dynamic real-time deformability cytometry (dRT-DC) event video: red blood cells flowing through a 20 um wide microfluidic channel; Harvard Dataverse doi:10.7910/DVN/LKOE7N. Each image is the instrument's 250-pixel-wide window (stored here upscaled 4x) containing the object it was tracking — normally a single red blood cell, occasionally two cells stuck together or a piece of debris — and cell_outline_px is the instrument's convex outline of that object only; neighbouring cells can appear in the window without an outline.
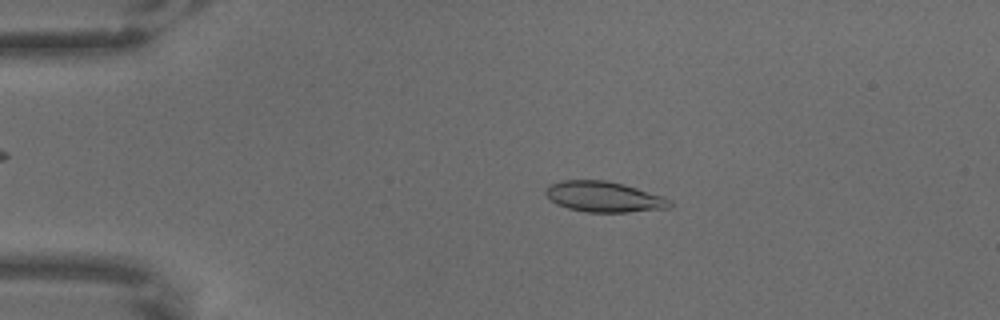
{"species": "common noctule bat (a hibernating species)", "species_latin": "Nyctalus noctula", "temperature_condition": "warm", "stored_images_in_passage": 64, "camera_frame_rate_fps": 3000, "um_per_image_px": 0.085, "animal": {"sex": "male", "body_mass_g": 18.8}, "frame": {"image": 1, "passage_image": 13, "time_ms": 4.0, "image_size_px": [1000, 320], "cell_outline_px": [[672, 204], [668, 208], [628, 212], [584, 212], [568, 208], [556, 204], [544, 192], [548, 184], [560, 180], [604, 180], [624, 184], [664, 196], [672, 200]], "centroid_in_image_um": [51.33, 16.72], "position_along_channel_um": 33.7, "area_um2": 22.25}}
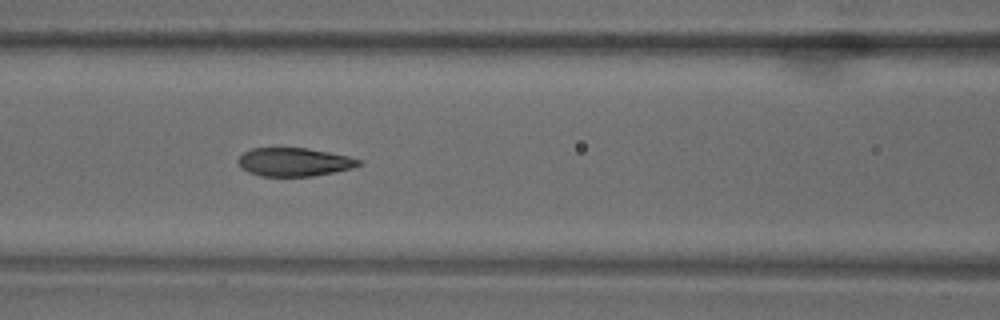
{"frame": {"image": 2, "passage_image": 28, "time_ms": 9.0, "image_size_px": [1000, 320], "cell_outline_px": [[364, 164], [352, 168], [312, 176], [260, 176], [248, 172], [240, 168], [236, 160], [244, 152], [252, 148], [308, 148], [348, 156], [364, 160]], "centroid_in_image_um": [25.01, 13.77], "position_along_channel_um": 141.6, "area_um2": 20.11}}
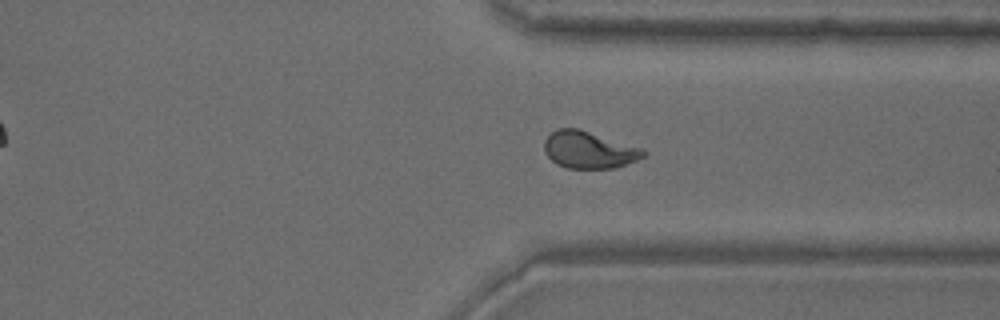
{"frame": {"image": 3, "passage_image": 49, "time_ms": 16.0, "image_size_px": [1000, 320], "cell_outline_px": [[648, 152], [644, 156], [636, 160], [616, 168], [568, 168], [556, 164], [544, 152], [544, 140], [556, 128], [580, 128], [644, 148]], "centroid_in_image_um": [50.08, 12.72], "position_along_channel_um": 361.3, "area_um2": 21.68}}